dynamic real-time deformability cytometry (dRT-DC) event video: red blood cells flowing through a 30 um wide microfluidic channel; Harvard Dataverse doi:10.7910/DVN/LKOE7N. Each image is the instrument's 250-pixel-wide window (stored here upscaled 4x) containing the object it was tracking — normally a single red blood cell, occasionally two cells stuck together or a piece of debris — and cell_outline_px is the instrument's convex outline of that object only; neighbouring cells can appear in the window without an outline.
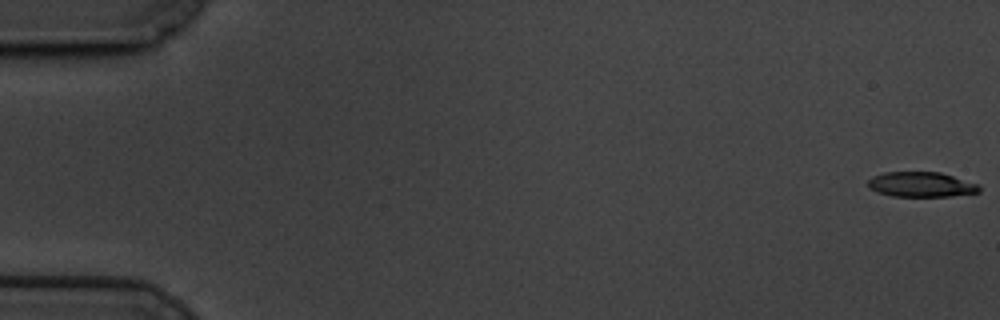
{"species": "common noctule bat (a hibernating species)", "species_latin": "Nyctalus noctula", "temperature_condition": "cold", "stored_images_in_passage": 60, "camera_frame_rate_fps": 3000, "um_per_image_px": 0.085, "animal": {"sex": "male", "body_mass_g": 19.5, "forearm_length_mm": 54.6}, "frame": {"image": 1, "passage_image": 1, "time_ms": 0.0, "image_size_px": [1000, 320], "cell_outline_px": [[980, 192], [952, 196], [892, 196], [876, 192], [868, 188], [868, 180], [872, 176], [884, 172], [940, 172], [980, 184]], "centroid_in_image_um": [78.3, 15.68], "position_along_channel_um": 6.7, "area_um2": 16.36}}
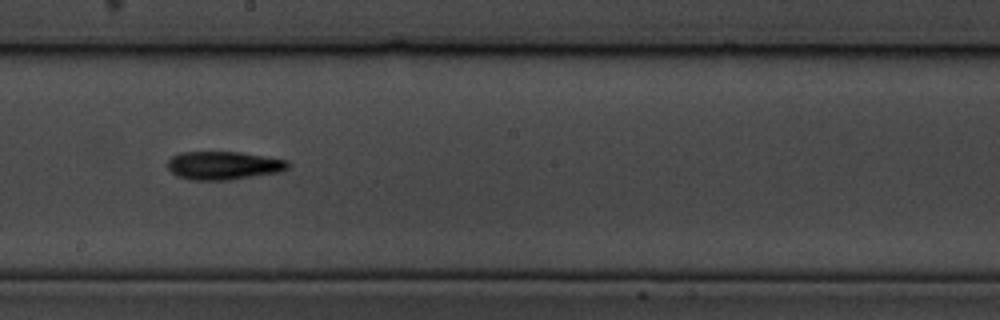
{"frame": {"image": 2, "passage_image": 34, "time_ms": 11.0, "image_size_px": [1000, 320], "cell_outline_px": [[292, 164], [284, 172], [228, 180], [192, 180], [176, 176], [168, 168], [168, 160], [172, 156], [180, 152], [240, 152], [288, 160]], "centroid_in_image_um": [19.05, 14.07], "position_along_channel_um": 229.1, "area_um2": 20.11}}
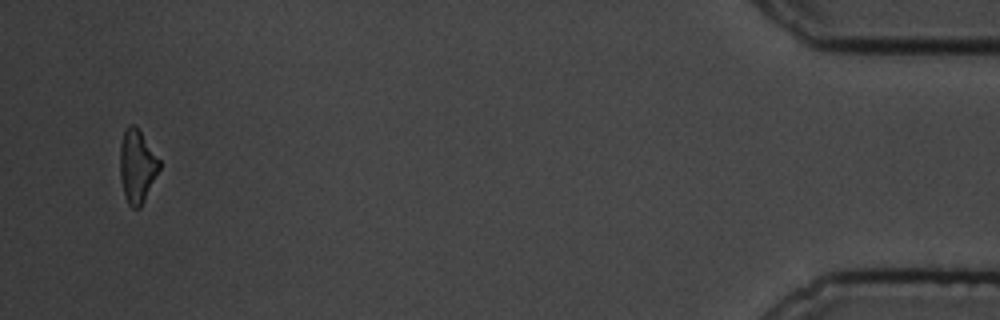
{"frame": {"image": 3, "passage_image": 58, "time_ms": 19.0, "image_size_px": [1000, 320], "cell_outline_px": [[160, 168], [140, 208], [132, 208], [128, 204], [124, 192], [120, 176], [120, 144], [124, 128], [128, 124], [132, 124], [140, 132], [160, 160]], "centroid_in_image_um": [11.63, 14.12], "position_along_channel_um": 423.6, "area_um2": 16.53}, "authors_computed_cell_mechanics": {"area_um2": 18.1492, "velocity_mm_per_s": 3.4084, "shape_relaxation_time_tau1_ms": 3.5152, "shape_relaxation_time_tau2_ms": null, "deformation_change_tau1": 0.1041, "deformation_change_tau2": null}}